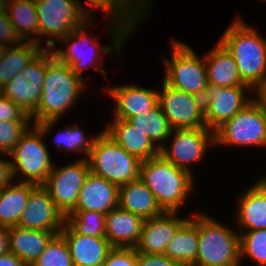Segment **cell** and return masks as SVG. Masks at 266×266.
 I'll list each match as a JSON object with an SVG mask.
<instances>
[{
    "label": "cell",
    "instance_id": "1",
    "mask_svg": "<svg viewBox=\"0 0 266 266\" xmlns=\"http://www.w3.org/2000/svg\"><path fill=\"white\" fill-rule=\"evenodd\" d=\"M104 16L106 17L104 18L106 21L102 22H106L105 24L107 25L105 30H107L109 34L111 33L110 38L113 39L111 40L113 43L112 45H100L101 42L98 37L95 38L96 35L90 31L92 28L94 29L96 25H99V23L94 24V22H96V17L98 16L93 14L82 25L77 26L65 38L60 39L51 48L54 57L59 62L70 66L72 72L85 82H87L86 80L88 79L84 78V74L89 68L95 69L109 80L107 78V70L102 65L105 63L104 59L106 58L104 57L107 55L111 56V54L114 55L115 53L117 56L115 54L114 58L119 57L122 53L121 51L124 50L123 47L124 45L126 46L125 43L129 40V37L136 33V28L126 19L118 17L113 13L104 14ZM59 44H61V46Z\"/></svg>",
    "mask_w": 266,
    "mask_h": 266
},
{
    "label": "cell",
    "instance_id": "2",
    "mask_svg": "<svg viewBox=\"0 0 266 266\" xmlns=\"http://www.w3.org/2000/svg\"><path fill=\"white\" fill-rule=\"evenodd\" d=\"M233 19L218 41L235 59L242 81L254 91L266 79V39L242 15Z\"/></svg>",
    "mask_w": 266,
    "mask_h": 266
},
{
    "label": "cell",
    "instance_id": "3",
    "mask_svg": "<svg viewBox=\"0 0 266 266\" xmlns=\"http://www.w3.org/2000/svg\"><path fill=\"white\" fill-rule=\"evenodd\" d=\"M88 87L85 81L72 72L70 66L54 58L47 65L40 101L30 116L33 124L46 120H62L68 115L67 112L75 109L76 101L83 97V93H89Z\"/></svg>",
    "mask_w": 266,
    "mask_h": 266
},
{
    "label": "cell",
    "instance_id": "4",
    "mask_svg": "<svg viewBox=\"0 0 266 266\" xmlns=\"http://www.w3.org/2000/svg\"><path fill=\"white\" fill-rule=\"evenodd\" d=\"M139 178L165 212H181L197 188L195 176L176 167L161 154L141 161Z\"/></svg>",
    "mask_w": 266,
    "mask_h": 266
},
{
    "label": "cell",
    "instance_id": "5",
    "mask_svg": "<svg viewBox=\"0 0 266 266\" xmlns=\"http://www.w3.org/2000/svg\"><path fill=\"white\" fill-rule=\"evenodd\" d=\"M58 121L33 124L9 153L15 181L35 185L45 183L54 166L45 139Z\"/></svg>",
    "mask_w": 266,
    "mask_h": 266
},
{
    "label": "cell",
    "instance_id": "6",
    "mask_svg": "<svg viewBox=\"0 0 266 266\" xmlns=\"http://www.w3.org/2000/svg\"><path fill=\"white\" fill-rule=\"evenodd\" d=\"M198 211V253L193 266H241L240 233L228 223Z\"/></svg>",
    "mask_w": 266,
    "mask_h": 266
},
{
    "label": "cell",
    "instance_id": "7",
    "mask_svg": "<svg viewBox=\"0 0 266 266\" xmlns=\"http://www.w3.org/2000/svg\"><path fill=\"white\" fill-rule=\"evenodd\" d=\"M170 57L164 54L163 81L177 90L203 98L208 85L204 55L198 56L193 47L180 39L171 38Z\"/></svg>",
    "mask_w": 266,
    "mask_h": 266
},
{
    "label": "cell",
    "instance_id": "8",
    "mask_svg": "<svg viewBox=\"0 0 266 266\" xmlns=\"http://www.w3.org/2000/svg\"><path fill=\"white\" fill-rule=\"evenodd\" d=\"M35 2L39 45L44 49H51L60 39L65 38L93 15L79 0H35Z\"/></svg>",
    "mask_w": 266,
    "mask_h": 266
},
{
    "label": "cell",
    "instance_id": "9",
    "mask_svg": "<svg viewBox=\"0 0 266 266\" xmlns=\"http://www.w3.org/2000/svg\"><path fill=\"white\" fill-rule=\"evenodd\" d=\"M87 160L91 173L118 186L139 179L141 161L127 153L103 129L98 131Z\"/></svg>",
    "mask_w": 266,
    "mask_h": 266
},
{
    "label": "cell",
    "instance_id": "10",
    "mask_svg": "<svg viewBox=\"0 0 266 266\" xmlns=\"http://www.w3.org/2000/svg\"><path fill=\"white\" fill-rule=\"evenodd\" d=\"M215 147L266 148V112L253 99L214 131Z\"/></svg>",
    "mask_w": 266,
    "mask_h": 266
},
{
    "label": "cell",
    "instance_id": "11",
    "mask_svg": "<svg viewBox=\"0 0 266 266\" xmlns=\"http://www.w3.org/2000/svg\"><path fill=\"white\" fill-rule=\"evenodd\" d=\"M212 148H215L214 131L208 128L173 129L160 148V154L176 167L194 176L192 168L206 162L207 152Z\"/></svg>",
    "mask_w": 266,
    "mask_h": 266
},
{
    "label": "cell",
    "instance_id": "12",
    "mask_svg": "<svg viewBox=\"0 0 266 266\" xmlns=\"http://www.w3.org/2000/svg\"><path fill=\"white\" fill-rule=\"evenodd\" d=\"M51 49H42L0 93L15 103L24 113L31 116L40 101L47 65L54 59Z\"/></svg>",
    "mask_w": 266,
    "mask_h": 266
},
{
    "label": "cell",
    "instance_id": "13",
    "mask_svg": "<svg viewBox=\"0 0 266 266\" xmlns=\"http://www.w3.org/2000/svg\"><path fill=\"white\" fill-rule=\"evenodd\" d=\"M89 173L90 166L87 159H76L59 167L55 163L42 185L51 196L55 206L65 216L75 208L80 190Z\"/></svg>",
    "mask_w": 266,
    "mask_h": 266
},
{
    "label": "cell",
    "instance_id": "14",
    "mask_svg": "<svg viewBox=\"0 0 266 266\" xmlns=\"http://www.w3.org/2000/svg\"><path fill=\"white\" fill-rule=\"evenodd\" d=\"M158 89V105L172 129L206 128L203 99L167 85Z\"/></svg>",
    "mask_w": 266,
    "mask_h": 266
},
{
    "label": "cell",
    "instance_id": "15",
    "mask_svg": "<svg viewBox=\"0 0 266 266\" xmlns=\"http://www.w3.org/2000/svg\"><path fill=\"white\" fill-rule=\"evenodd\" d=\"M251 94L254 91L249 86L219 87L208 83L202 98L206 128L215 131L233 118L254 99Z\"/></svg>",
    "mask_w": 266,
    "mask_h": 266
},
{
    "label": "cell",
    "instance_id": "16",
    "mask_svg": "<svg viewBox=\"0 0 266 266\" xmlns=\"http://www.w3.org/2000/svg\"><path fill=\"white\" fill-rule=\"evenodd\" d=\"M66 216L55 206L54 201L42 185L30 193L18 227L49 232H61Z\"/></svg>",
    "mask_w": 266,
    "mask_h": 266
},
{
    "label": "cell",
    "instance_id": "17",
    "mask_svg": "<svg viewBox=\"0 0 266 266\" xmlns=\"http://www.w3.org/2000/svg\"><path fill=\"white\" fill-rule=\"evenodd\" d=\"M102 90L114 100L112 118L128 120L131 117L149 112L158 105V90L156 88L125 83L115 86L111 84V87L103 86Z\"/></svg>",
    "mask_w": 266,
    "mask_h": 266
},
{
    "label": "cell",
    "instance_id": "18",
    "mask_svg": "<svg viewBox=\"0 0 266 266\" xmlns=\"http://www.w3.org/2000/svg\"><path fill=\"white\" fill-rule=\"evenodd\" d=\"M182 212H164L144 220L139 241L135 247L137 253L164 254L166 246L173 240L177 230L190 218ZM188 216V217H187Z\"/></svg>",
    "mask_w": 266,
    "mask_h": 266
},
{
    "label": "cell",
    "instance_id": "19",
    "mask_svg": "<svg viewBox=\"0 0 266 266\" xmlns=\"http://www.w3.org/2000/svg\"><path fill=\"white\" fill-rule=\"evenodd\" d=\"M234 210L239 231L266 229V174L237 194ZM236 211V212H235Z\"/></svg>",
    "mask_w": 266,
    "mask_h": 266
},
{
    "label": "cell",
    "instance_id": "20",
    "mask_svg": "<svg viewBox=\"0 0 266 266\" xmlns=\"http://www.w3.org/2000/svg\"><path fill=\"white\" fill-rule=\"evenodd\" d=\"M118 195V185L90 172L72 211L100 212L106 215L118 206Z\"/></svg>",
    "mask_w": 266,
    "mask_h": 266
},
{
    "label": "cell",
    "instance_id": "21",
    "mask_svg": "<svg viewBox=\"0 0 266 266\" xmlns=\"http://www.w3.org/2000/svg\"><path fill=\"white\" fill-rule=\"evenodd\" d=\"M59 234L68 245L73 266H102L113 248L106 238L75 233L66 223Z\"/></svg>",
    "mask_w": 266,
    "mask_h": 266
},
{
    "label": "cell",
    "instance_id": "22",
    "mask_svg": "<svg viewBox=\"0 0 266 266\" xmlns=\"http://www.w3.org/2000/svg\"><path fill=\"white\" fill-rule=\"evenodd\" d=\"M102 129L110 135L127 153L137 157L140 161L148 160L160 154V149L134 127L128 120L111 118Z\"/></svg>",
    "mask_w": 266,
    "mask_h": 266
},
{
    "label": "cell",
    "instance_id": "23",
    "mask_svg": "<svg viewBox=\"0 0 266 266\" xmlns=\"http://www.w3.org/2000/svg\"><path fill=\"white\" fill-rule=\"evenodd\" d=\"M105 222V238L112 247H136L144 223L143 218L117 206L105 215Z\"/></svg>",
    "mask_w": 266,
    "mask_h": 266
},
{
    "label": "cell",
    "instance_id": "24",
    "mask_svg": "<svg viewBox=\"0 0 266 266\" xmlns=\"http://www.w3.org/2000/svg\"><path fill=\"white\" fill-rule=\"evenodd\" d=\"M204 54L208 83L219 87L248 86L241 77L233 56L217 40Z\"/></svg>",
    "mask_w": 266,
    "mask_h": 266
},
{
    "label": "cell",
    "instance_id": "25",
    "mask_svg": "<svg viewBox=\"0 0 266 266\" xmlns=\"http://www.w3.org/2000/svg\"><path fill=\"white\" fill-rule=\"evenodd\" d=\"M60 232L24 229L18 226L8 228L9 252L27 266H31L45 250L51 239Z\"/></svg>",
    "mask_w": 266,
    "mask_h": 266
},
{
    "label": "cell",
    "instance_id": "26",
    "mask_svg": "<svg viewBox=\"0 0 266 266\" xmlns=\"http://www.w3.org/2000/svg\"><path fill=\"white\" fill-rule=\"evenodd\" d=\"M118 206L144 220L165 212L140 178L119 186Z\"/></svg>",
    "mask_w": 266,
    "mask_h": 266
},
{
    "label": "cell",
    "instance_id": "27",
    "mask_svg": "<svg viewBox=\"0 0 266 266\" xmlns=\"http://www.w3.org/2000/svg\"><path fill=\"white\" fill-rule=\"evenodd\" d=\"M199 247L198 210L177 230L164 254L182 266H193Z\"/></svg>",
    "mask_w": 266,
    "mask_h": 266
},
{
    "label": "cell",
    "instance_id": "28",
    "mask_svg": "<svg viewBox=\"0 0 266 266\" xmlns=\"http://www.w3.org/2000/svg\"><path fill=\"white\" fill-rule=\"evenodd\" d=\"M37 185L14 181L0 189V226H17L31 191Z\"/></svg>",
    "mask_w": 266,
    "mask_h": 266
},
{
    "label": "cell",
    "instance_id": "29",
    "mask_svg": "<svg viewBox=\"0 0 266 266\" xmlns=\"http://www.w3.org/2000/svg\"><path fill=\"white\" fill-rule=\"evenodd\" d=\"M43 48L29 41L6 47L0 58V90L10 82Z\"/></svg>",
    "mask_w": 266,
    "mask_h": 266
},
{
    "label": "cell",
    "instance_id": "30",
    "mask_svg": "<svg viewBox=\"0 0 266 266\" xmlns=\"http://www.w3.org/2000/svg\"><path fill=\"white\" fill-rule=\"evenodd\" d=\"M7 14L23 41L39 45V25L35 0H21L8 3Z\"/></svg>",
    "mask_w": 266,
    "mask_h": 266
},
{
    "label": "cell",
    "instance_id": "31",
    "mask_svg": "<svg viewBox=\"0 0 266 266\" xmlns=\"http://www.w3.org/2000/svg\"><path fill=\"white\" fill-rule=\"evenodd\" d=\"M66 126L64 128L62 126L55 136L53 135L51 141L53 146L56 145V149H61L66 154L69 152L78 154L80 158L77 159H87L97 134L86 133L85 128L80 127L75 122H67Z\"/></svg>",
    "mask_w": 266,
    "mask_h": 266
},
{
    "label": "cell",
    "instance_id": "32",
    "mask_svg": "<svg viewBox=\"0 0 266 266\" xmlns=\"http://www.w3.org/2000/svg\"><path fill=\"white\" fill-rule=\"evenodd\" d=\"M128 121L160 149L173 130L159 105L149 112L131 117Z\"/></svg>",
    "mask_w": 266,
    "mask_h": 266
},
{
    "label": "cell",
    "instance_id": "33",
    "mask_svg": "<svg viewBox=\"0 0 266 266\" xmlns=\"http://www.w3.org/2000/svg\"><path fill=\"white\" fill-rule=\"evenodd\" d=\"M75 233L105 238V214L91 211H71L65 222Z\"/></svg>",
    "mask_w": 266,
    "mask_h": 266
},
{
    "label": "cell",
    "instance_id": "34",
    "mask_svg": "<svg viewBox=\"0 0 266 266\" xmlns=\"http://www.w3.org/2000/svg\"><path fill=\"white\" fill-rule=\"evenodd\" d=\"M240 233V263L249 259L256 266H266V229L239 231Z\"/></svg>",
    "mask_w": 266,
    "mask_h": 266
},
{
    "label": "cell",
    "instance_id": "35",
    "mask_svg": "<svg viewBox=\"0 0 266 266\" xmlns=\"http://www.w3.org/2000/svg\"><path fill=\"white\" fill-rule=\"evenodd\" d=\"M31 266H73L64 238L60 234L55 235Z\"/></svg>",
    "mask_w": 266,
    "mask_h": 266
},
{
    "label": "cell",
    "instance_id": "36",
    "mask_svg": "<svg viewBox=\"0 0 266 266\" xmlns=\"http://www.w3.org/2000/svg\"><path fill=\"white\" fill-rule=\"evenodd\" d=\"M32 125V121H0V153L9 154Z\"/></svg>",
    "mask_w": 266,
    "mask_h": 266
},
{
    "label": "cell",
    "instance_id": "37",
    "mask_svg": "<svg viewBox=\"0 0 266 266\" xmlns=\"http://www.w3.org/2000/svg\"><path fill=\"white\" fill-rule=\"evenodd\" d=\"M138 253L135 248L113 247L102 266H136Z\"/></svg>",
    "mask_w": 266,
    "mask_h": 266
},
{
    "label": "cell",
    "instance_id": "38",
    "mask_svg": "<svg viewBox=\"0 0 266 266\" xmlns=\"http://www.w3.org/2000/svg\"><path fill=\"white\" fill-rule=\"evenodd\" d=\"M24 42L11 23L7 12H0V44L5 47L16 46Z\"/></svg>",
    "mask_w": 266,
    "mask_h": 266
},
{
    "label": "cell",
    "instance_id": "39",
    "mask_svg": "<svg viewBox=\"0 0 266 266\" xmlns=\"http://www.w3.org/2000/svg\"><path fill=\"white\" fill-rule=\"evenodd\" d=\"M32 121L31 117L24 113L9 98L0 93V121Z\"/></svg>",
    "mask_w": 266,
    "mask_h": 266
},
{
    "label": "cell",
    "instance_id": "40",
    "mask_svg": "<svg viewBox=\"0 0 266 266\" xmlns=\"http://www.w3.org/2000/svg\"><path fill=\"white\" fill-rule=\"evenodd\" d=\"M136 266H182L180 263L172 260L165 254H146L138 253Z\"/></svg>",
    "mask_w": 266,
    "mask_h": 266
},
{
    "label": "cell",
    "instance_id": "41",
    "mask_svg": "<svg viewBox=\"0 0 266 266\" xmlns=\"http://www.w3.org/2000/svg\"><path fill=\"white\" fill-rule=\"evenodd\" d=\"M14 181L15 179L9 154L0 153V189L11 185Z\"/></svg>",
    "mask_w": 266,
    "mask_h": 266
},
{
    "label": "cell",
    "instance_id": "42",
    "mask_svg": "<svg viewBox=\"0 0 266 266\" xmlns=\"http://www.w3.org/2000/svg\"><path fill=\"white\" fill-rule=\"evenodd\" d=\"M137 1V26L139 27L145 19L151 14V2L153 0H136ZM144 19V20H143Z\"/></svg>",
    "mask_w": 266,
    "mask_h": 266
},
{
    "label": "cell",
    "instance_id": "43",
    "mask_svg": "<svg viewBox=\"0 0 266 266\" xmlns=\"http://www.w3.org/2000/svg\"><path fill=\"white\" fill-rule=\"evenodd\" d=\"M0 266H27L13 253L7 252L0 256Z\"/></svg>",
    "mask_w": 266,
    "mask_h": 266
},
{
    "label": "cell",
    "instance_id": "44",
    "mask_svg": "<svg viewBox=\"0 0 266 266\" xmlns=\"http://www.w3.org/2000/svg\"><path fill=\"white\" fill-rule=\"evenodd\" d=\"M254 99L266 112V79L254 90Z\"/></svg>",
    "mask_w": 266,
    "mask_h": 266
},
{
    "label": "cell",
    "instance_id": "45",
    "mask_svg": "<svg viewBox=\"0 0 266 266\" xmlns=\"http://www.w3.org/2000/svg\"><path fill=\"white\" fill-rule=\"evenodd\" d=\"M9 252L8 227L0 226V256Z\"/></svg>",
    "mask_w": 266,
    "mask_h": 266
},
{
    "label": "cell",
    "instance_id": "46",
    "mask_svg": "<svg viewBox=\"0 0 266 266\" xmlns=\"http://www.w3.org/2000/svg\"><path fill=\"white\" fill-rule=\"evenodd\" d=\"M7 0H0V12H7Z\"/></svg>",
    "mask_w": 266,
    "mask_h": 266
},
{
    "label": "cell",
    "instance_id": "47",
    "mask_svg": "<svg viewBox=\"0 0 266 266\" xmlns=\"http://www.w3.org/2000/svg\"><path fill=\"white\" fill-rule=\"evenodd\" d=\"M5 48L6 47L4 45L0 44V58H1V56H2L3 51H4Z\"/></svg>",
    "mask_w": 266,
    "mask_h": 266
},
{
    "label": "cell",
    "instance_id": "48",
    "mask_svg": "<svg viewBox=\"0 0 266 266\" xmlns=\"http://www.w3.org/2000/svg\"><path fill=\"white\" fill-rule=\"evenodd\" d=\"M13 1H21V0H7L8 3L13 2Z\"/></svg>",
    "mask_w": 266,
    "mask_h": 266
}]
</instances>
